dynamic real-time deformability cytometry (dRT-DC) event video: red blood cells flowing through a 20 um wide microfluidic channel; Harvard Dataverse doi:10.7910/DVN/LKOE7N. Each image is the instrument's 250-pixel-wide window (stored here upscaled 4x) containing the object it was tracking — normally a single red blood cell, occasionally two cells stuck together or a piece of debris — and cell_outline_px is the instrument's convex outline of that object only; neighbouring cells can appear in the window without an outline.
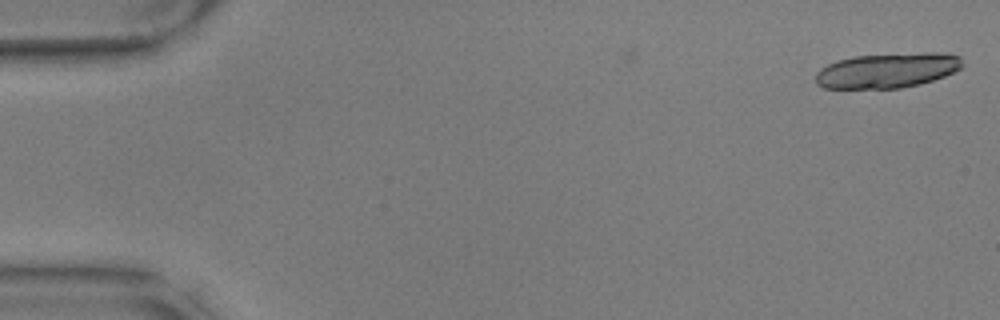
{"species": "common noctule bat (a hibernating species)", "species_latin": "Nyctalus noctula", "temperature_condition": "warm", "stored_images_in_passage": 8, "camera_frame_rate_fps": 3000, "um_per_image_px": 0.085, "animal": {"sex": "male", "body_mass_g": 17.9, "forearm_length_mm": 54.2}, "frame": {"image": 1, "passage_image": 1, "time_ms": 0.0, "image_size_px": [1000, 320], "cell_outline_px": [[964, 64], [960, 68], [944, 76], [920, 84], [900, 88], [824, 88], [816, 84], [816, 72], [820, 68], [836, 60], [852, 56], [924, 52], [936, 52], [960, 56]], "centroid_in_image_um": [75.4, 5.98], "position_along_channel_um": 9.6, "area_um2": 30.0}}